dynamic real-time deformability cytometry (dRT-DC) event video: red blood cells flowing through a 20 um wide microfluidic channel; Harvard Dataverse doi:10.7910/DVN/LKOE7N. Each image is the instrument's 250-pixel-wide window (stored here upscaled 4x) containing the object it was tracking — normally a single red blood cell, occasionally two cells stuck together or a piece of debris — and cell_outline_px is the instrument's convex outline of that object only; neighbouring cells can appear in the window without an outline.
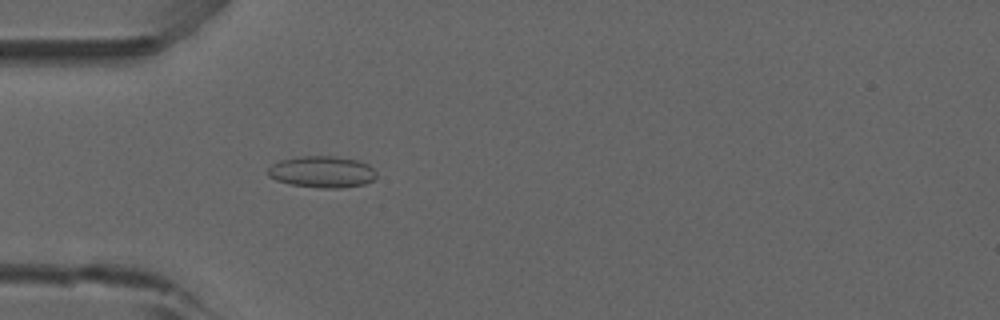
{"species": "common noctule bat (a hibernating species)", "species_latin": "Nyctalus noctula", "temperature_condition": "room temperature", "stored_images_in_passage": 53, "camera_frame_rate_fps": 3000, "um_per_image_px": 0.085, "animal": {"sex": "male", "forearm_length_mm": 52.5}, "frame": {"image": 1, "passage_image": 16, "time_ms": 5.0, "image_size_px": [1000, 320], "cell_outline_px": [[376, 176], [372, 180], [364, 184], [340, 188], [320, 188], [292, 184], [276, 180], [268, 176], [268, 168], [272, 164], [280, 160], [300, 156], [336, 156], [356, 160], [368, 164], [376, 172]], "centroid_in_image_um": [27.36, 14.6], "position_along_channel_um": 57.6, "area_um2": 19.88}}
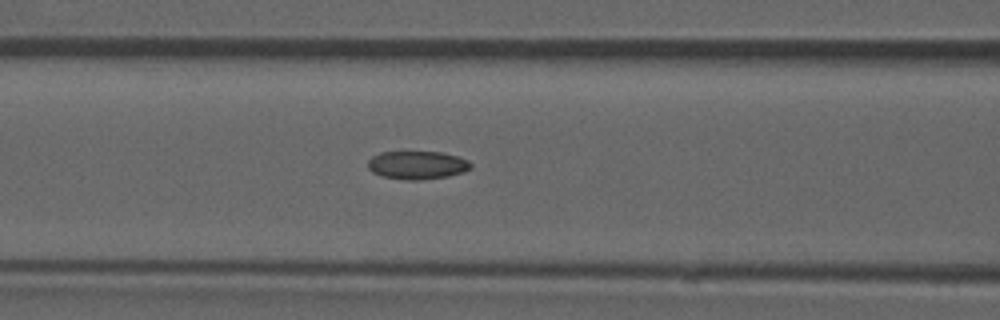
{"frame": {"image": 2, "passage_image": 22, "time_ms": 7.0, "image_size_px": [1000, 320], "cell_outline_px": [[472, 168], [464, 172], [448, 176], [420, 180], [408, 180], [384, 176], [372, 172], [368, 168], [368, 160], [372, 156], [380, 152], [440, 152], [456, 156], [468, 160], [472, 164]], "centroid_in_image_um": [35.48, 14.03], "position_along_channel_um": 131.1, "area_um2": 16.88}}
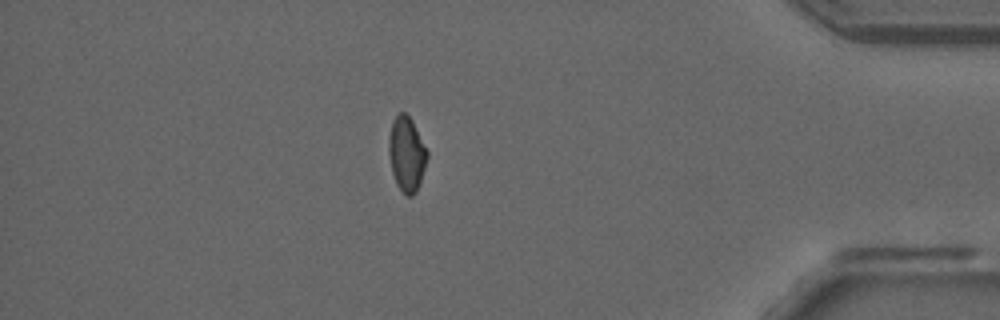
{"frame": {"image": 3, "passage_image": 46, "time_ms": 15.0, "image_size_px": [1000, 320], "cell_outline_px": [[428, 156], [416, 192], [412, 196], [408, 196], [396, 184], [392, 172], [388, 152], [388, 140], [392, 120], [400, 112], [404, 112], [412, 120], [428, 152]], "centroid_in_image_um": [34.54, 13.07], "position_along_channel_um": 400.7, "area_um2": 16.53}, "authors_computed_cell_mechanics": {"area_um2": 16.9932, "velocity_mm_per_s": 3.8751, "shape_relaxation_time_tau1_ms": null, "shape_relaxation_time_tau2_ms": 1.7706, "deformation_change_tau1": null, "deformation_change_tau2": 0.0448}}